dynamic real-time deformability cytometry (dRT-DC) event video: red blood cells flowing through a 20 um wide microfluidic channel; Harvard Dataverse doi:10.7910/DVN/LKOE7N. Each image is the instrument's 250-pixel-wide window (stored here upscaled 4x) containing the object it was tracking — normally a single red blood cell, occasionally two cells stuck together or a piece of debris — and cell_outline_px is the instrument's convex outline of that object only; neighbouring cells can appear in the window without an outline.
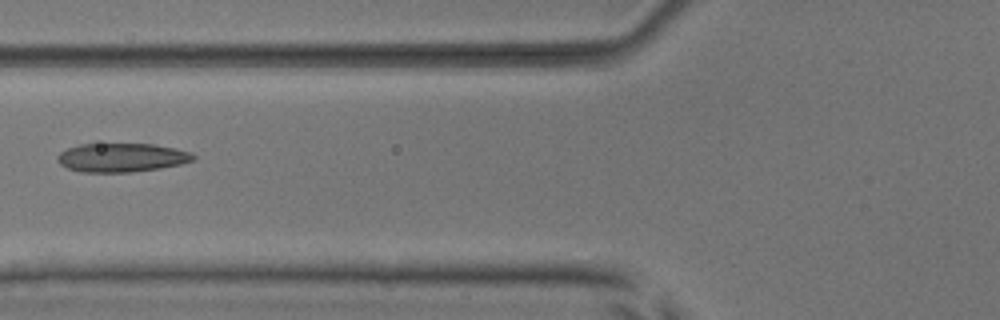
{"species": "common noctule bat (a hibernating species)", "species_latin": "Nyctalus noctula", "temperature_condition": "room temperature", "stored_images_in_passage": 8, "camera_frame_rate_fps": 3000, "um_per_image_px": 0.085, "animal": {"sex": "male", "body_mass_g": 17.9, "forearm_length_mm": 54.2}, "frame": {"image": 1, "passage_image": 7, "time_ms": 7.0, "image_size_px": [1000, 320], "cell_outline_px": [[196, 160], [180, 164], [160, 168], [132, 172], [80, 172], [68, 168], [60, 164], [56, 160], [56, 156], [60, 152], [68, 148], [80, 144], [152, 144], [176, 148], [192, 152], [196, 156]], "centroid_in_image_um": [10.36, 13.39], "position_along_channel_um": 115.4, "area_um2": 22.95}}
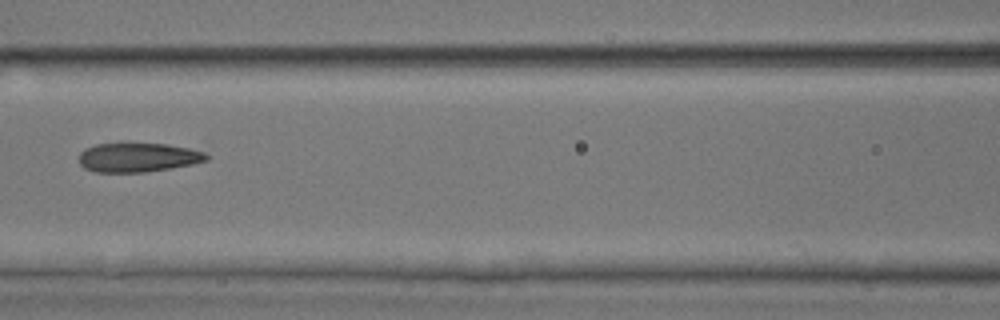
{"frame": {"image": 2, "passage_image": 8, "time_ms": 8.0, "image_size_px": [1000, 320], "cell_outline_px": [[208, 160], [192, 164], [144, 172], [96, 172], [84, 168], [80, 164], [80, 152], [84, 148], [96, 144], [120, 140], [124, 140], [168, 144], [188, 148], [204, 152], [208, 156]], "centroid_in_image_um": [11.67, 13.32], "position_along_channel_um": 154.9, "area_um2": 22.48}}